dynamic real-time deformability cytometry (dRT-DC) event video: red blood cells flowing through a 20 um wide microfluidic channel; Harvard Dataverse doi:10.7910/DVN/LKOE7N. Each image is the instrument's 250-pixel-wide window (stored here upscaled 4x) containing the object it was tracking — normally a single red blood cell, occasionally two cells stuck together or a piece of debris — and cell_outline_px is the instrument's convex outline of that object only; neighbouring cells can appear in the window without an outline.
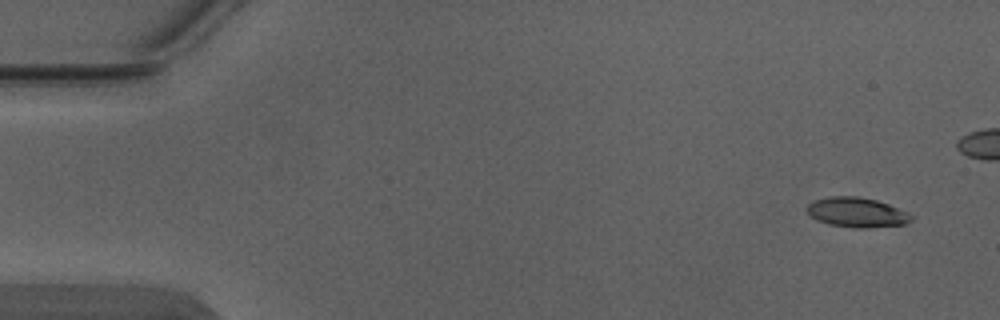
{"species": "Egyptian fruit bat (a non-hibernating species)", "species_latin": "Rousettus aegyptiacus", "temperature_condition": "warm", "stored_images_in_passage": 5, "camera_frame_rate_fps": 3000, "um_per_image_px": 0.085, "animal": {"sex": "male"}, "frame": {"image": 1, "passage_image": 1, "time_ms": 0.0, "image_size_px": [1000, 320], "cell_outline_px": [[912, 220], [904, 224], [868, 228], [856, 228], [828, 224], [816, 220], [808, 216], [804, 208], [808, 204], [816, 200], [828, 196], [860, 196], [876, 200], [888, 204], [908, 212], [912, 216]], "centroid_in_image_um": [72.78, 18.05], "position_along_channel_um": 12.2, "area_um2": 18.32}}